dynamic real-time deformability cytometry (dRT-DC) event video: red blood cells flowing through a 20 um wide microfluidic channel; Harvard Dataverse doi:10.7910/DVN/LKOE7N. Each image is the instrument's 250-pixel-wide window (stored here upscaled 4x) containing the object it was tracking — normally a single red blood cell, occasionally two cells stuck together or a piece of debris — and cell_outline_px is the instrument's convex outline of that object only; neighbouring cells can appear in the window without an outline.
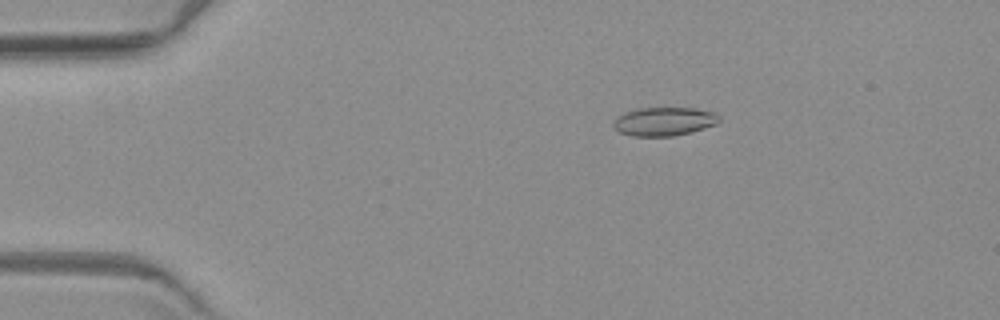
{"species": "common noctule bat (a hibernating species)", "species_latin": "Nyctalus noctula", "temperature_condition": "warm", "stored_images_in_passage": 5, "camera_frame_rate_fps": 3000, "um_per_image_px": 0.085, "animal": {"sex": "female", "body_mass_g": 19.3, "forearm_length_mm": 54.1}, "frame": {"image": 1, "passage_image": 3, "time_ms": 2.667, "image_size_px": [1000, 320], "cell_outline_px": [[720, 120], [716, 124], [692, 132], [672, 136], [632, 136], [620, 132], [612, 124], [624, 112], [636, 108], [696, 108], [712, 112], [720, 116]], "centroid_in_image_um": [56.47, 10.32], "position_along_channel_um": 28.5, "area_um2": 17.51}}